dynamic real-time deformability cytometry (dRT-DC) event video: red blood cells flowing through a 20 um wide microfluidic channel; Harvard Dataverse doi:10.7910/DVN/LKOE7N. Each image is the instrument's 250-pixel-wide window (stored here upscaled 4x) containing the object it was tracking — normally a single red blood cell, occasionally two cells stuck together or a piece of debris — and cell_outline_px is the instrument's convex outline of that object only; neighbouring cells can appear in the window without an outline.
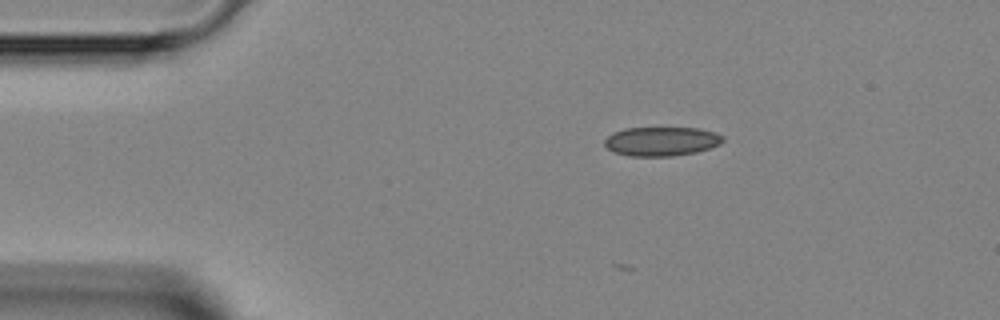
{"species": "Egyptian fruit bat (a non-hibernating species)", "species_latin": "Rousettus aegyptiacus", "temperature_condition": "room temperature", "stored_images_in_passage": 4, "camera_frame_rate_fps": 3000, "um_per_image_px": 0.085, "animal": {"sex": "female"}, "frame": {"image": 1, "passage_image": 1, "time_ms": 0.0, "image_size_px": [1000, 320], "cell_outline_px": [[724, 140], [720, 144], [696, 152], [672, 156], [628, 156], [612, 152], [604, 144], [604, 140], [612, 132], [624, 128], [696, 128], [716, 132], [724, 136]], "centroid_in_image_um": [56.2, 12.01], "position_along_channel_um": 28.8, "area_um2": 20.17}}
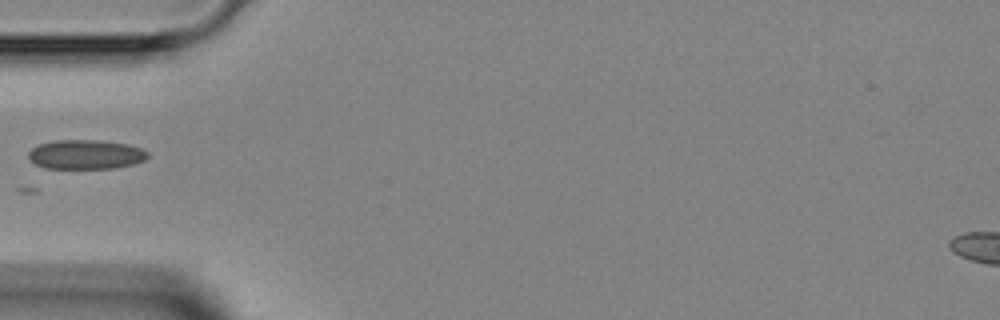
{"frame": {"image": 2, "passage_image": 3, "time_ms": 2.333, "image_size_px": [1000, 320], "cell_outline_px": [[148, 156], [144, 160], [132, 164], [112, 168], [44, 168], [36, 164], [28, 156], [28, 152], [32, 148], [40, 144], [56, 140], [100, 140], [128, 144], [140, 148], [148, 152]], "centroid_in_image_um": [7.29, 13.12], "position_along_channel_um": 77.7, "area_um2": 20.23}}